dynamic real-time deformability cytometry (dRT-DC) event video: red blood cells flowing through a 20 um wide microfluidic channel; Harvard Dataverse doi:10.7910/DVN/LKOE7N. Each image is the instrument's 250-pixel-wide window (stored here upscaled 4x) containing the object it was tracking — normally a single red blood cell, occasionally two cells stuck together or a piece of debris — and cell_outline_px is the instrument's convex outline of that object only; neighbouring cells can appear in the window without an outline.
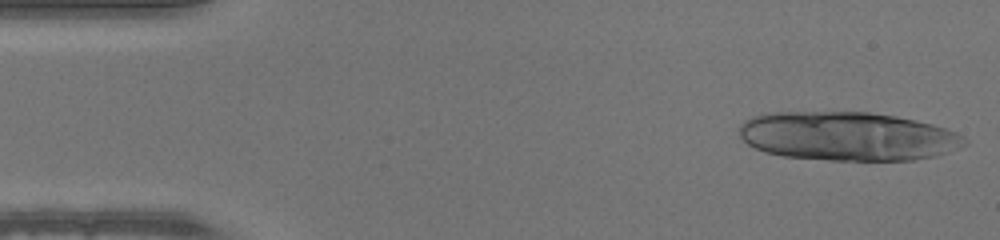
{"species": "human", "species_latin": "Homo sapiens", "temperature_condition": "warm", "stored_images_in_passage": 12, "camera_frame_rate_fps": 3000, "um_per_image_px": 0.085, "donor": {"sex": "male"}, "frame": {"image": 1, "passage_image": 1, "time_ms": 0.0, "image_size_px": [1000, 240], "cell_outline_px": [[968, 144], [936, 156], [912, 160], [828, 160], [784, 156], [764, 152], [748, 144], [740, 136], [740, 124], [744, 120], [752, 116], [768, 112], [868, 112], [896, 116], [916, 120], [932, 124], [956, 132], [964, 136], [968, 140]], "centroid_in_image_um": [72.05, 11.58], "position_along_channel_um": 13.0, "area_um2": 64.27}}